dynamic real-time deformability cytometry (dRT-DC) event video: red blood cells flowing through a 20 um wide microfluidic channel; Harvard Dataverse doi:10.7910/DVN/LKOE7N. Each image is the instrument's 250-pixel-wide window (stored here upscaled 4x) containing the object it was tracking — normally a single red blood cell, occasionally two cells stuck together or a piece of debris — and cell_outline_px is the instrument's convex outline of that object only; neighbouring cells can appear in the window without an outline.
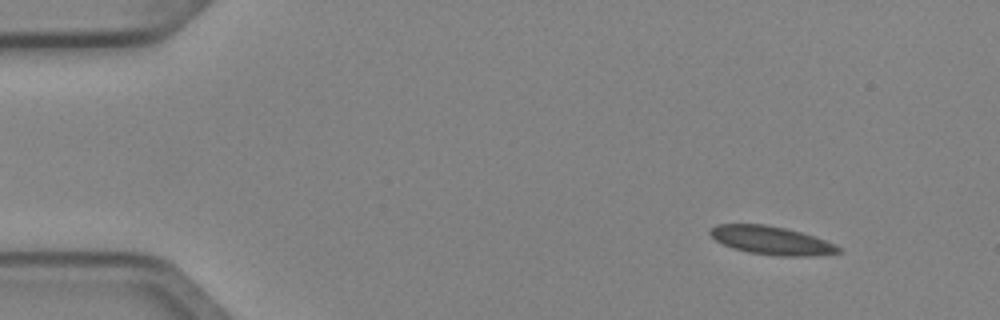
{"species": "Egyptian fruit bat (a non-hibernating species)", "species_latin": "Rousettus aegyptiacus", "temperature_condition": "cold", "stored_images_in_passage": 6, "camera_frame_rate_fps": 3000, "um_per_image_px": 0.085, "animal": {"sex": "female"}, "frame": {"image": 1, "passage_image": 1, "time_ms": 0.0, "image_size_px": [1000, 320], "cell_outline_px": [[844, 252], [820, 256], [776, 256], [748, 252], [732, 248], [716, 240], [708, 232], [708, 228], [716, 224], [764, 224], [784, 228], [816, 236], [836, 244], [844, 248]], "centroid_in_image_um": [65.64, 20.45], "position_along_channel_um": 19.4, "area_um2": 21.62}}
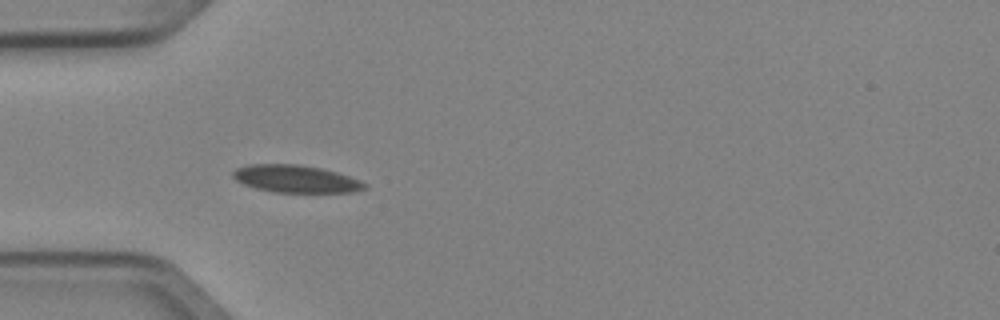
{"frame": {"image": 2, "passage_image": 4, "time_ms": 1.0, "image_size_px": [1000, 320], "cell_outline_px": [[368, 188], [356, 192], [272, 192], [256, 188], [244, 184], [236, 180], [232, 176], [232, 172], [236, 168], [248, 164], [300, 164], [320, 168], [336, 172], [360, 180], [368, 184]], "centroid_in_image_um": [25.16, 15.2], "position_along_channel_um": 59.8, "area_um2": 21.15}}
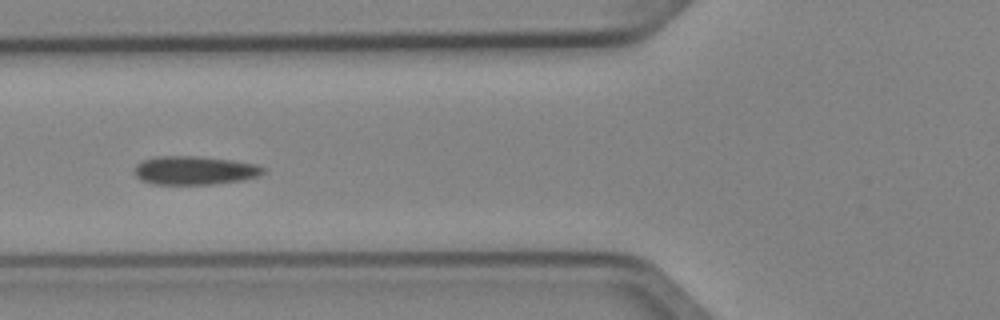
{"frame": {"image": 3, "passage_image": 5, "time_ms": 1.333, "image_size_px": [1000, 320], "cell_outline_px": [[264, 172], [260, 176], [244, 180], [212, 184], [152, 184], [140, 180], [132, 172], [136, 164], [144, 160], [156, 156], [196, 156], [232, 160], [256, 164], [264, 168]], "centroid_in_image_um": [16.52, 14.49], "position_along_channel_um": 109.3, "area_um2": 21.62}}